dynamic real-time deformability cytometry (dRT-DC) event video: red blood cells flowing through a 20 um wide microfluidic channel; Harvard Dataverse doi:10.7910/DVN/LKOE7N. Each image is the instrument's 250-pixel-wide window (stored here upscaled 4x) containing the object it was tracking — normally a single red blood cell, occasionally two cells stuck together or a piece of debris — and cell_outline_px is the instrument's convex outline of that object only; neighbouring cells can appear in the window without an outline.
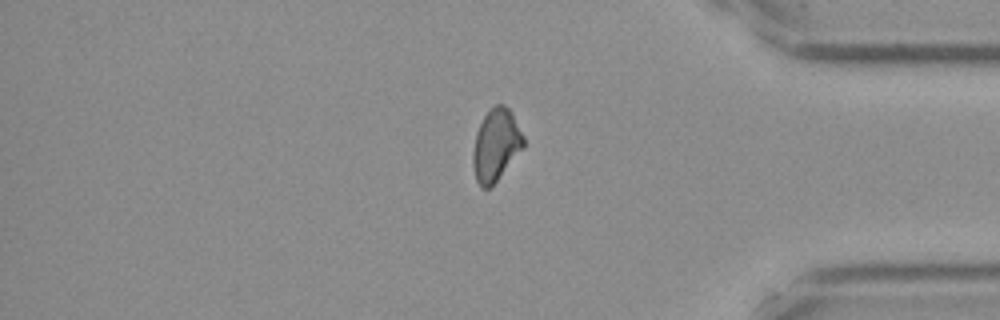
{"species": "Egyptian fruit bat (a non-hibernating species)", "species_latin": "Rousettus aegyptiacus", "temperature_condition": "cold", "stored_images_in_passage": 16, "segment_of_instrument_passage": [2, 2], "camera_frame_rate_fps": 3000, "um_per_image_px": 0.085, "frame": {"image": 1, "passage_image": 16, "time_ms": 5.0, "image_size_px": [1000, 320], "cell_outline_px": [[524, 148], [496, 180], [488, 188], [480, 188], [476, 180], [472, 164], [472, 152], [476, 132], [484, 116], [496, 104], [504, 104], [512, 112], [524, 136]], "centroid_in_image_um": [42.15, 12.32], "position_along_channel_um": 393.1, "area_um2": 21.15}}